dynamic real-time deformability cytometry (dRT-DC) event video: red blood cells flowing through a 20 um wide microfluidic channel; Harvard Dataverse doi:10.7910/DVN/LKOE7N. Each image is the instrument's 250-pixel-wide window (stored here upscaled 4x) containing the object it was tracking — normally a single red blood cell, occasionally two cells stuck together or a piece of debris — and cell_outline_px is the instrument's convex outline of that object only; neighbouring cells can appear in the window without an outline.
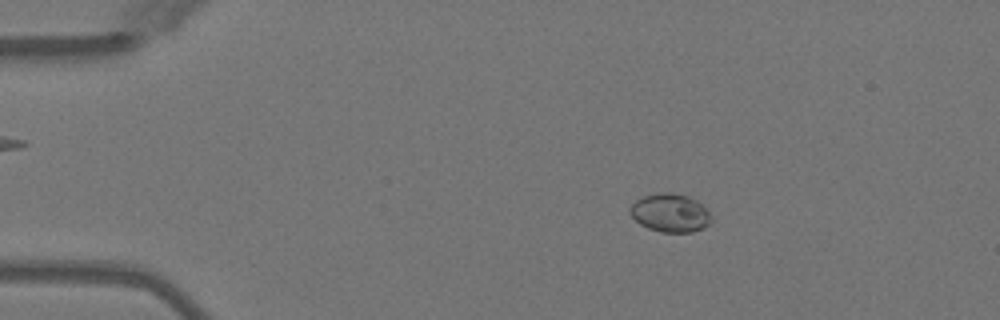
{"species": "Egyptian fruit bat (a non-hibernating species)", "species_latin": "Rousettus aegyptiacus", "temperature_condition": "warm", "stored_images_in_passage": 51, "camera_frame_rate_fps": 3000, "um_per_image_px": 0.085, "animal": {"sex": "female"}, "frame": {"image": 1, "passage_image": 9, "time_ms": 2.667, "image_size_px": [1000, 320], "cell_outline_px": [[712, 220], [704, 228], [692, 232], [660, 232], [648, 228], [640, 224], [628, 212], [628, 208], [636, 200], [644, 196], [660, 192], [672, 192], [688, 196], [696, 200], [712, 216]], "centroid_in_image_um": [56.95, 18.09], "position_along_channel_um": 28.1, "area_um2": 18.21}}
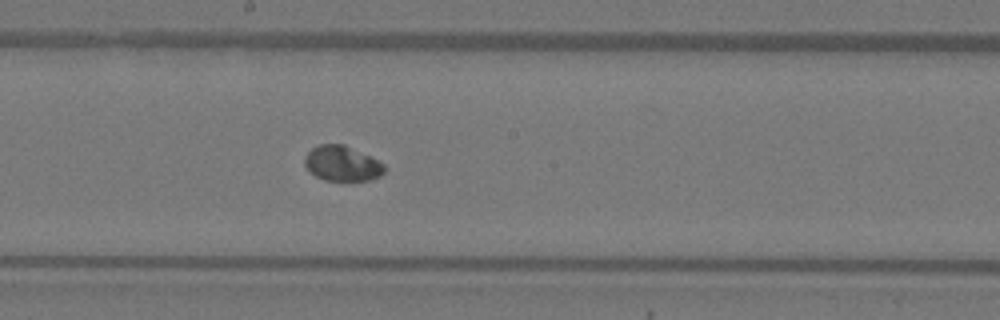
{"frame": {"image": 2, "passage_image": 28, "time_ms": 9.0, "image_size_px": [1000, 320], "cell_outline_px": [[384, 172], [380, 176], [368, 180], [324, 180], [308, 172], [304, 164], [304, 156], [312, 148], [320, 144], [344, 144], [384, 164]], "centroid_in_image_um": [29.02, 13.9], "position_along_channel_um": 219.2, "area_um2": 16.18}}
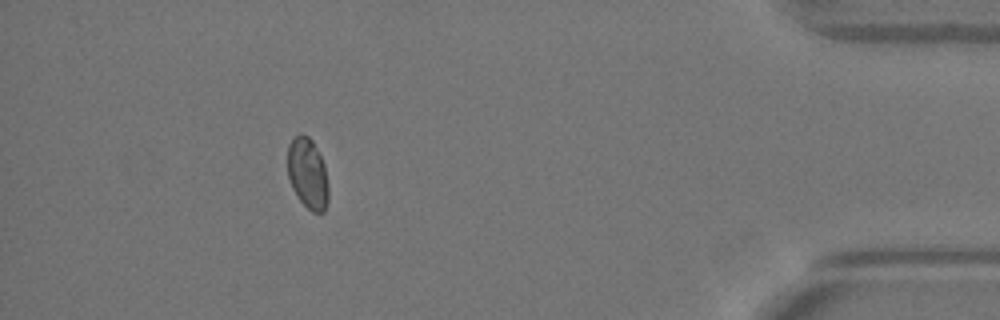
{"frame": {"image": 3, "passage_image": 46, "time_ms": 15.0, "image_size_px": [1000, 320], "cell_outline_px": [[328, 200], [324, 212], [312, 212], [300, 200], [292, 188], [288, 176], [288, 144], [300, 132], [308, 136], [312, 140], [324, 164], [328, 184]], "centroid_in_image_um": [26.15, 14.74], "position_along_channel_um": 409.0, "area_um2": 16.76}, "authors_computed_cell_mechanics": {"area_um2": 17.051, "velocity_mm_per_s": 4.0304, "shape_relaxation_time_tau1_ms": null, "shape_relaxation_time_tau2_ms": 2.3504, "deformation_change_tau1": null, "deformation_change_tau2": 0.0338}}